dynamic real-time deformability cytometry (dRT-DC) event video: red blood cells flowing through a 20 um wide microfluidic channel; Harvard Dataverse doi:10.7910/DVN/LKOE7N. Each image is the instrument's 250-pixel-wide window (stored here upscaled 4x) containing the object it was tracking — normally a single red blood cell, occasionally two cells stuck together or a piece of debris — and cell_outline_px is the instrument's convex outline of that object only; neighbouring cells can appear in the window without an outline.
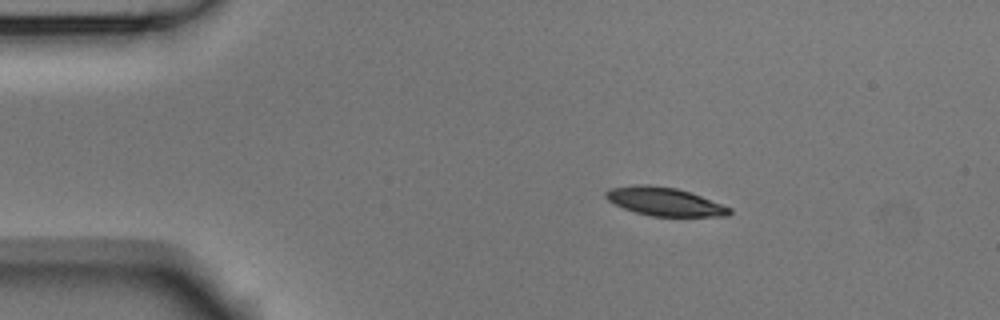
{"species": "Egyptian fruit bat (a non-hibernating species)", "species_latin": "Rousettus aegyptiacus", "temperature_condition": "room temperature", "stored_images_in_passage": 17, "camera_frame_rate_fps": 3000, "um_per_image_px": 0.085, "animal": {"sex": "male"}, "frame": {"image": 1, "passage_image": 1, "time_ms": 0.0, "image_size_px": [1000, 320], "cell_outline_px": [[732, 212], [728, 216], [652, 216], [636, 212], [624, 208], [608, 200], [604, 196], [604, 192], [608, 188], [636, 184], [648, 184], [676, 188], [700, 196], [732, 208]], "centroid_in_image_um": [56.46, 17.12], "position_along_channel_um": 28.5, "area_um2": 20.35}}
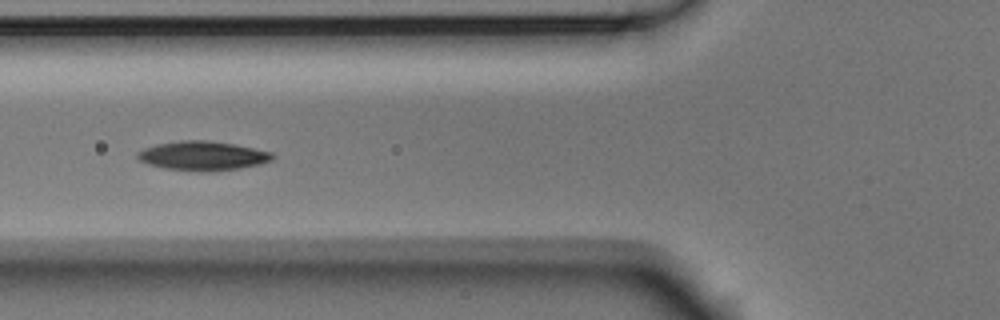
{"frame": {"image": 2, "passage_image": 12, "time_ms": 3.667, "image_size_px": [1000, 320], "cell_outline_px": [[272, 160], [260, 164], [240, 168], [208, 172], [200, 172], [164, 168], [148, 164], [140, 160], [136, 156], [136, 152], [144, 148], [156, 144], [180, 140], [208, 140], [232, 144], [272, 152]], "centroid_in_image_um": [17.18, 13.25], "position_along_channel_um": 108.6, "area_um2": 22.95}}
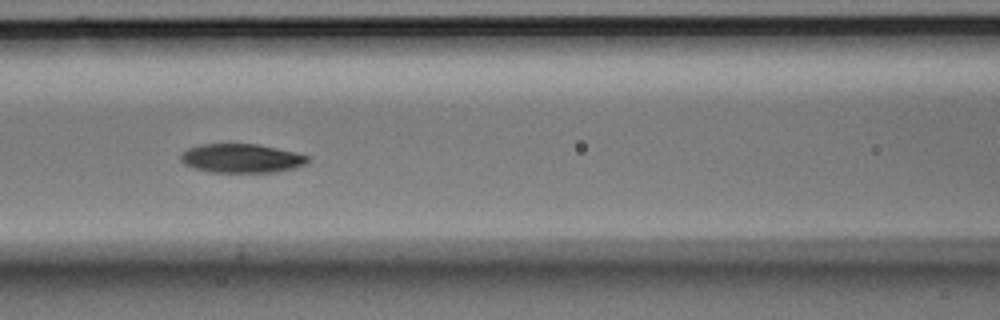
{"frame": {"image": 3, "passage_image": 15, "time_ms": 4.667, "image_size_px": [1000, 320], "cell_outline_px": [[308, 160], [304, 164], [296, 168], [276, 172], [208, 172], [184, 164], [180, 160], [180, 156], [188, 148], [200, 144], [256, 144], [296, 152], [308, 156]], "centroid_in_image_um": [20.52, 13.46], "position_along_channel_um": 146.1, "area_um2": 21.33}}